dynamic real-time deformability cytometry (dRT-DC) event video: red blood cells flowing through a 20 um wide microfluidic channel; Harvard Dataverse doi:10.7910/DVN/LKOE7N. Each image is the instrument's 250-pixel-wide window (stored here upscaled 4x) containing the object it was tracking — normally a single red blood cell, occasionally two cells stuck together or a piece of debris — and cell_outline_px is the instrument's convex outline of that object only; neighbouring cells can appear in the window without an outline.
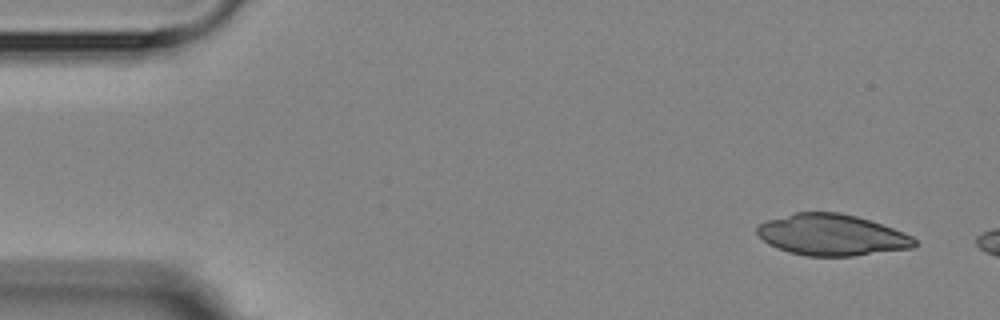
{"species": "Egyptian fruit bat (a non-hibernating species)", "species_latin": "Rousettus aegyptiacus", "temperature_condition": "room temperature", "stored_images_in_passage": 5, "camera_frame_rate_fps": 3000, "um_per_image_px": 0.085, "animal": {"sex": "female"}, "frame": {"image": 1, "passage_image": 1, "time_ms": 0.0, "image_size_px": [1000, 320], "cell_outline_px": [[916, 244], [912, 248], [852, 256], [808, 256], [788, 252], [776, 248], [768, 244], [756, 232], [756, 228], [760, 224], [768, 220], [796, 212], [840, 212], [856, 216], [892, 228], [912, 236], [916, 240]], "centroid_in_image_um": [70.68, 19.97], "position_along_channel_um": 14.3, "area_um2": 37.63}}